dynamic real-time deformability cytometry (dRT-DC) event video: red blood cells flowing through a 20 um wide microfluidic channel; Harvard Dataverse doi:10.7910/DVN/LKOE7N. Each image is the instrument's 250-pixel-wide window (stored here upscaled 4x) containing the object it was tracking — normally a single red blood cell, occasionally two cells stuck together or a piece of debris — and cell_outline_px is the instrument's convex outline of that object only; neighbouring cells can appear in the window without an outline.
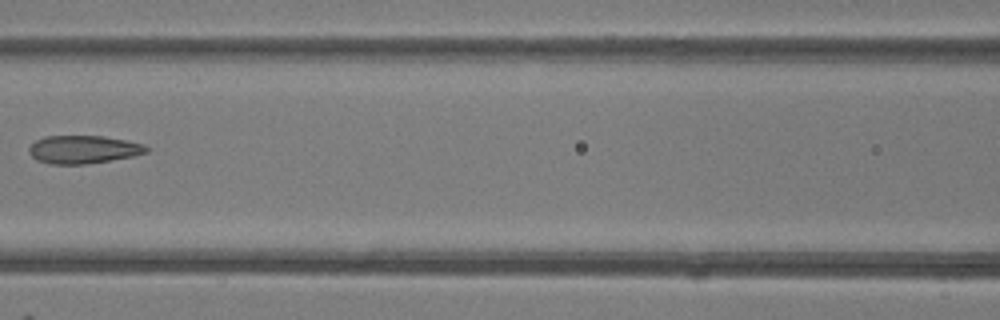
{"species": "common noctule bat (a hibernating species)", "species_latin": "Nyctalus noctula", "temperature_condition": "room temperature", "stored_images_in_passage": 7, "camera_frame_rate_fps": 3000, "um_per_image_px": 0.085, "animal": {"sex": "female"}, "frame": {"image": 1, "passage_image": 7, "time_ms": 6.667, "image_size_px": [1000, 320], "cell_outline_px": [[148, 152], [132, 156], [84, 164], [52, 164], [36, 160], [28, 152], [28, 148], [36, 140], [44, 136], [104, 136], [144, 144], [148, 148]], "centroid_in_image_um": [7.05, 12.7], "position_along_channel_um": 159.6, "area_um2": 19.02}}